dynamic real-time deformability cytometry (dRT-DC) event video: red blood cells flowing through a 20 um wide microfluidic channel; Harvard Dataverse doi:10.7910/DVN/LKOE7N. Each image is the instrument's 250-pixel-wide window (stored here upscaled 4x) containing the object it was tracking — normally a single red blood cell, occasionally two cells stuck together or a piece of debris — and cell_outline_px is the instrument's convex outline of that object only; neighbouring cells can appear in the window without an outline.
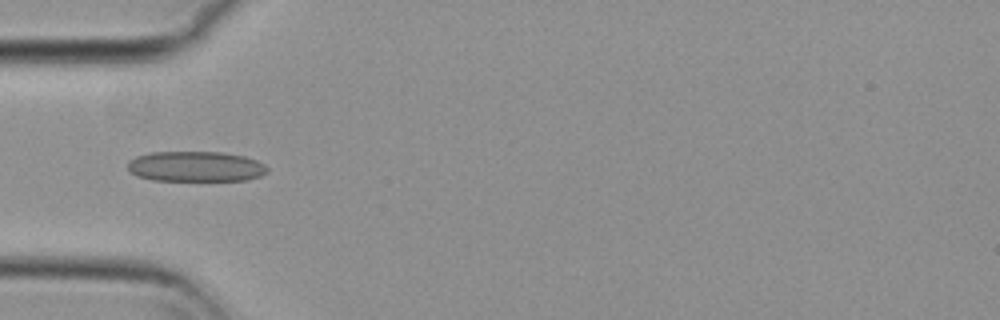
{"species": "common noctule bat (a hibernating species)", "species_latin": "Nyctalus noctula", "temperature_condition": "cold", "stored_images_in_passage": 14, "camera_frame_rate_fps": 3000, "um_per_image_px": 0.085, "animal": {"sex": "female", "body_mass_g": 29.2, "forearm_length_mm": 56.3}, "frame": {"image": 1, "passage_image": 1, "time_ms": 0.0, "image_size_px": [1000, 320], "cell_outline_px": [[268, 172], [260, 176], [248, 180], [152, 180], [136, 176], [128, 168], [128, 160], [136, 156], [148, 152], [224, 152], [244, 156], [256, 160], [264, 164], [268, 168]], "centroid_in_image_um": [16.63, 14.14], "position_along_channel_um": 68.4, "area_um2": 24.8}}
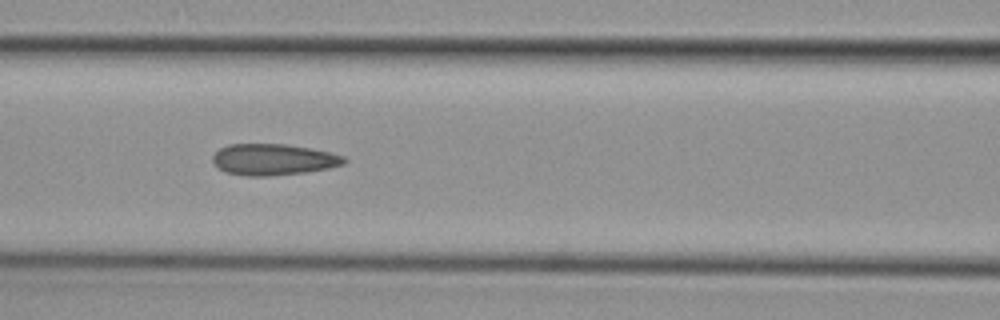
{"frame": {"image": 2, "passage_image": 7, "time_ms": 2.0, "image_size_px": [1000, 320], "cell_outline_px": [[348, 160], [344, 164], [328, 168], [304, 172], [268, 176], [248, 176], [224, 172], [212, 160], [212, 156], [220, 148], [228, 144], [284, 144], [312, 148], [344, 156]], "centroid_in_image_um": [23.23, 13.55], "position_along_channel_um": 143.4, "area_um2": 23.87}}
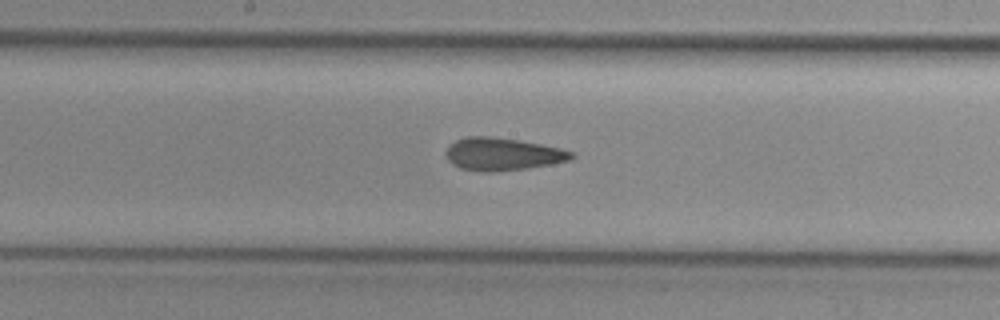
{"frame": {"image": 3, "passage_image": 12, "time_ms": 3.667, "image_size_px": [1000, 320], "cell_outline_px": [[576, 156], [572, 160], [552, 164], [496, 172], [480, 172], [460, 168], [452, 164], [448, 160], [448, 148], [456, 140], [468, 136], [488, 136], [520, 140], [560, 148], [572, 152]], "centroid_in_image_um": [42.75, 13.11], "position_along_channel_um": 205.4, "area_um2": 23.76}}